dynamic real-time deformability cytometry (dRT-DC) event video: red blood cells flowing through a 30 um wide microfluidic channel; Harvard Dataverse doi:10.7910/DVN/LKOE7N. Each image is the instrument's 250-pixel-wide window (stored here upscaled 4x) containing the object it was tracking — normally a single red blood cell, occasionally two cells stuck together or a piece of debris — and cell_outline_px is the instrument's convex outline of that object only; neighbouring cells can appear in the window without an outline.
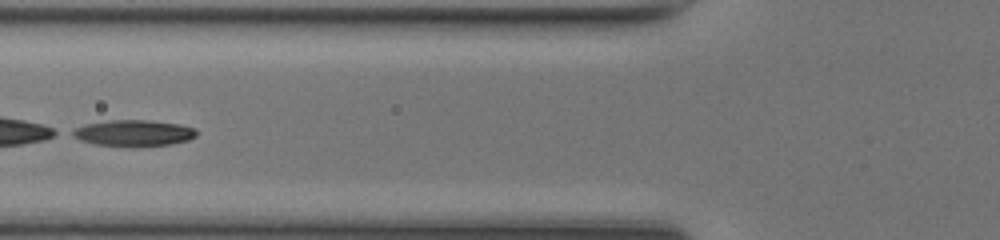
{"species": "common noctule bat (a hibernating species)", "species_latin": "Nyctalus noctula", "temperature_condition": "room temperature", "stored_images_in_passage": 47, "camera_frame_rate_fps": 3000, "um_per_image_px": 0.085, "animal": {"sex": "female", "body_mass_g": 17.0, "forearm_length_mm": 48.0}, "frame": {"image": 1, "passage_image": 19, "time_ms": 6.0, "image_size_px": [1000, 240], "cell_outline_px": [[196, 136], [188, 140], [172, 144], [136, 148], [132, 148], [96, 144], [80, 140], [72, 136], [68, 132], [76, 128], [88, 124], [108, 120], [144, 120], [180, 124], [196, 128]], "centroid_in_image_um": [11.36, 11.33], "position_along_channel_um": 114.4, "area_um2": 19.31}}
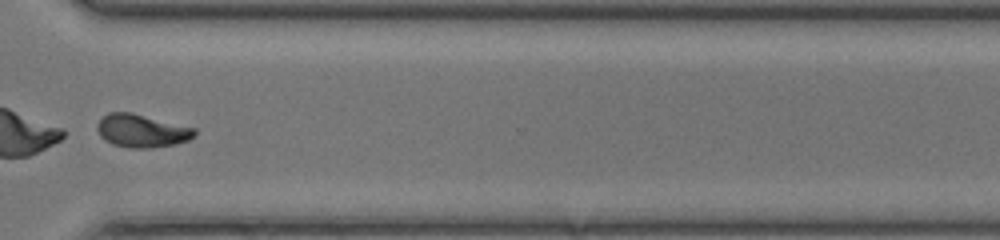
{"frame": {"image": 2, "passage_image": 36, "time_ms": 11.667, "image_size_px": [1000, 240], "cell_outline_px": [[196, 132], [188, 140], [172, 144], [152, 148], [128, 148], [112, 144], [104, 140], [100, 136], [96, 128], [100, 120], [108, 112], [132, 112], [196, 128]], "centroid_in_image_um": [12.02, 11.11], "position_along_channel_um": 358.6, "area_um2": 18.73}}